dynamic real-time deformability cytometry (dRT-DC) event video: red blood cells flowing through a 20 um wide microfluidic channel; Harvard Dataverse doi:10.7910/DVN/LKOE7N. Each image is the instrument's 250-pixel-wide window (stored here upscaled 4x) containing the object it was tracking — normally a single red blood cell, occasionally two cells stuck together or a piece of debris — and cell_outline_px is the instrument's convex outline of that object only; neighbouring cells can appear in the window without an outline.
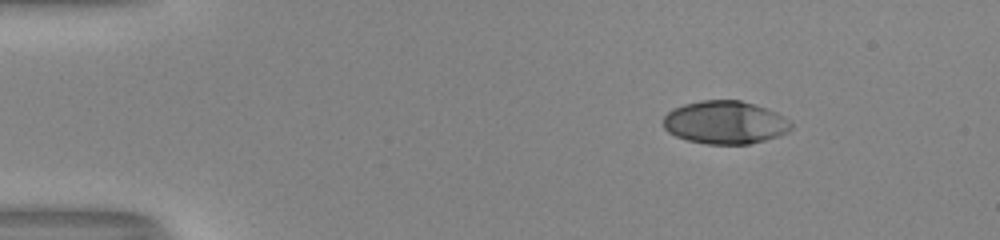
{"species": "human", "species_latin": "Homo sapiens", "temperature_condition": "room temperature", "stored_images_in_passage": 46, "camera_frame_rate_fps": 3000, "um_per_image_px": 0.085, "donor": {"sex": "male"}, "frame": {"image": 1, "passage_image": 1, "time_ms": 0.0, "image_size_px": [1000, 240], "cell_outline_px": [[792, 128], [788, 132], [780, 136], [748, 144], [708, 144], [688, 140], [676, 136], [668, 132], [664, 128], [664, 116], [672, 108], [684, 104], [700, 100], [740, 100], [776, 112], [788, 120], [792, 124]], "centroid_in_image_um": [61.62, 10.41], "position_along_channel_um": 23.4, "area_um2": 31.96}}
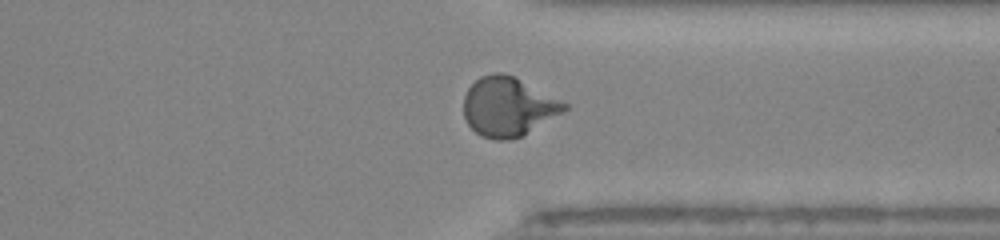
{"frame": {"image": 2, "passage_image": 34, "time_ms": 11.0, "image_size_px": [1000, 240], "cell_outline_px": [[568, 108], [564, 112], [520, 136], [508, 140], [496, 140], [480, 136], [468, 124], [464, 116], [464, 96], [468, 88], [480, 76], [492, 72], [504, 72], [568, 104]], "centroid_in_image_um": [43.15, 9.07], "position_along_channel_um": 368.2, "area_um2": 34.28}}
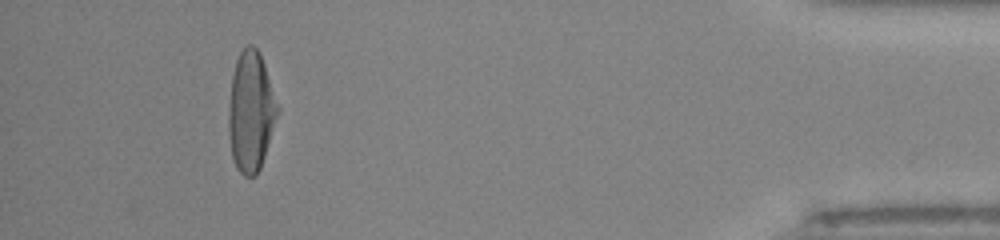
{"frame": {"image": 3, "passage_image": 42, "time_ms": 13.667, "image_size_px": [1000, 240], "cell_outline_px": [[280, 112], [260, 168], [256, 176], [244, 176], [236, 168], [232, 156], [228, 132], [228, 112], [232, 76], [236, 60], [240, 52], [248, 44], [252, 44], [260, 52], [280, 108]], "centroid_in_image_um": [21.34, 9.48], "position_along_channel_um": 413.9, "area_um2": 34.56}, "authors_computed_cell_mechanics": {"area_um2": 33.0327, "velocity_mm_per_s": 4.0275, "shape_relaxation_time_tau1_ms": 3.5707, "shape_relaxation_time_tau2_ms": null, "deformation_change_tau1": 0.226, "deformation_change_tau2": null}}